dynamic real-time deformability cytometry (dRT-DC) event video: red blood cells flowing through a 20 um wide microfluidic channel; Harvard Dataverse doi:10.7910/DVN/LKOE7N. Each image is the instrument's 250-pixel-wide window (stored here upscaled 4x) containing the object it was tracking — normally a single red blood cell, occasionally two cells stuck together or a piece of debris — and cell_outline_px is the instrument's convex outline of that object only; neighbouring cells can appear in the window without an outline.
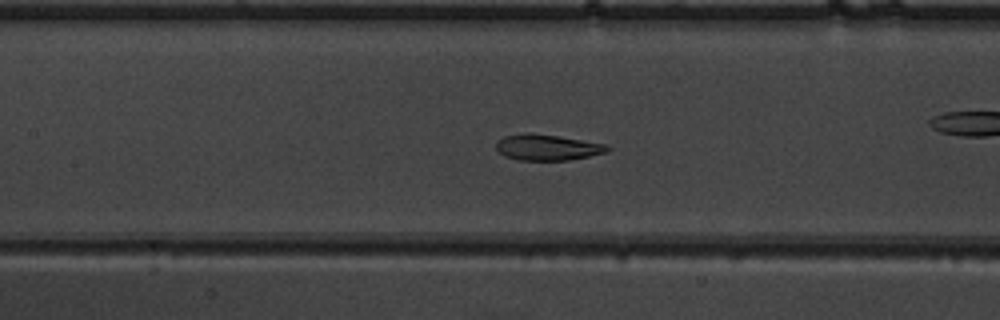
{"species": "common noctule bat (a hibernating species)", "species_latin": "Nyctalus noctula", "temperature_condition": "warm", "stored_images_in_passage": 49, "camera_frame_rate_fps": 3000, "um_per_image_px": 0.085, "animal": {"sex": "male", "body_mass_g": 19.5, "forearm_length_mm": 54.6}, "frame": {"image": 1, "passage_image": 21, "time_ms": 6.667, "image_size_px": [1000, 320], "cell_outline_px": [[612, 148], [608, 152], [568, 160], [520, 160], [504, 156], [496, 152], [496, 140], [504, 136], [524, 132], [528, 132], [556, 136], [608, 144]], "centroid_in_image_um": [46.49, 12.52], "position_along_channel_um": 160.9, "area_um2": 16.99}}
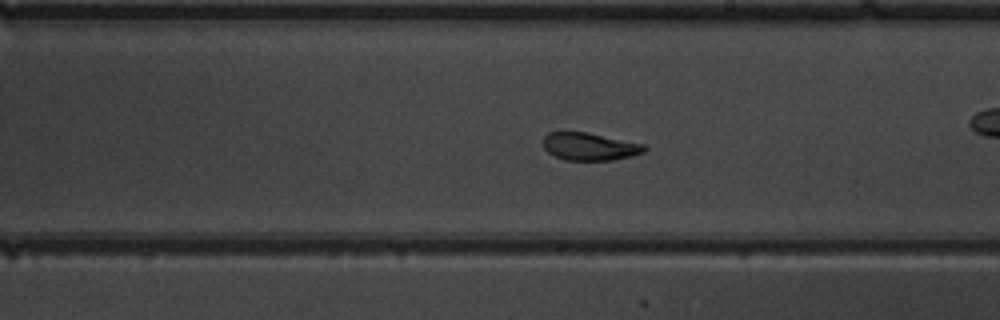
{"frame": {"image": 2, "passage_image": 27, "time_ms": 8.667, "image_size_px": [1000, 320], "cell_outline_px": [[648, 148], [644, 152], [632, 156], [612, 160], [564, 160], [548, 152], [544, 148], [544, 136], [548, 132], [588, 132], [644, 144]], "centroid_in_image_um": [50.14, 12.45], "position_along_channel_um": 238.9, "area_um2": 16.3}}
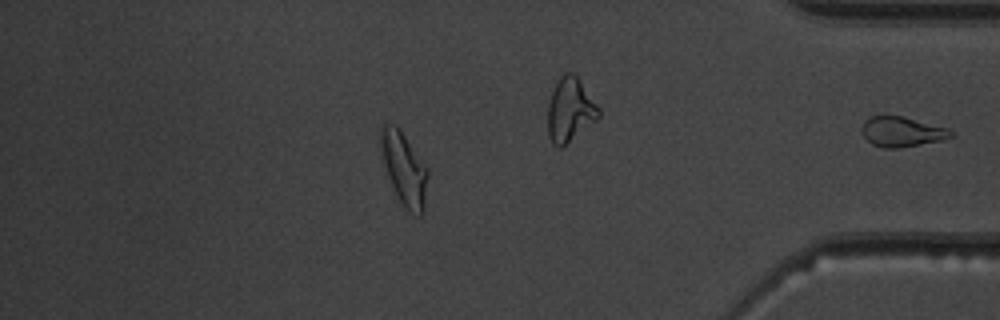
{"frame": {"image": 3, "passage_image": 42, "time_ms": 13.667, "image_size_px": [1000, 320], "cell_outline_px": [[428, 176], [424, 212], [420, 216], [408, 212], [404, 208], [392, 188], [384, 164], [380, 144], [380, 124], [396, 124], [400, 128], [428, 168]], "centroid_in_image_um": [34.36, 14.34], "position_along_channel_um": 400.8, "area_um2": 20.29}, "authors_computed_cell_mechanics": {"area_um2": 18.1492, "velocity_mm_per_s": 3.9158, "shape_relaxation_time_tau1_ms": 7.8812, "shape_relaxation_time_tau2_ms": 1.6302, "deformation_change_tau1": 0.2021, "deformation_change_tau2": 0.0782}}